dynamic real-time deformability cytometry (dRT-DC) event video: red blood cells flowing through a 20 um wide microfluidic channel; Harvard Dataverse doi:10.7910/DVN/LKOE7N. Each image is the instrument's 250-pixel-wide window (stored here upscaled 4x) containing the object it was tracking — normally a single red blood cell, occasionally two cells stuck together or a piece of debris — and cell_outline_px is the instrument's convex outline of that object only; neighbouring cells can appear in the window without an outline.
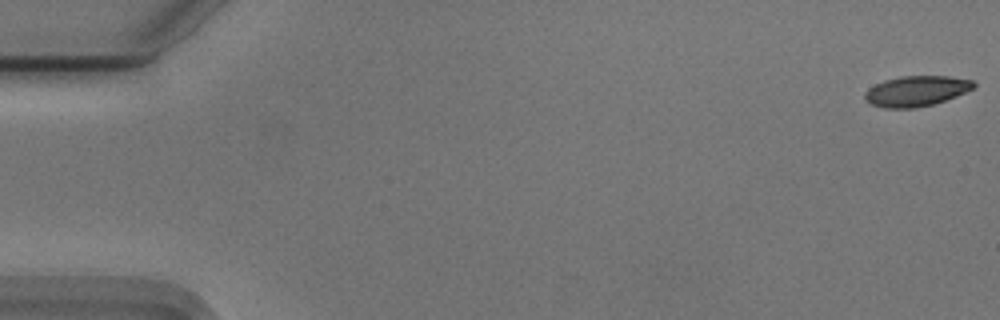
{"species": "Egyptian fruit bat (a non-hibernating species)", "species_latin": "Rousettus aegyptiacus", "temperature_condition": "cold", "stored_images_in_passage": 55, "camera_frame_rate_fps": 3000, "um_per_image_px": 0.085, "animal": {"sex": "male"}, "frame": {"image": 1, "passage_image": 1, "time_ms": 0.0, "image_size_px": [1000, 320], "cell_outline_px": [[976, 84], [972, 88], [956, 96], [932, 104], [916, 108], [884, 108], [872, 104], [864, 100], [864, 92], [868, 88], [884, 80], [900, 76], [948, 76], [972, 80]], "centroid_in_image_um": [77.83, 7.74], "position_along_channel_um": 7.2, "area_um2": 19.19}}
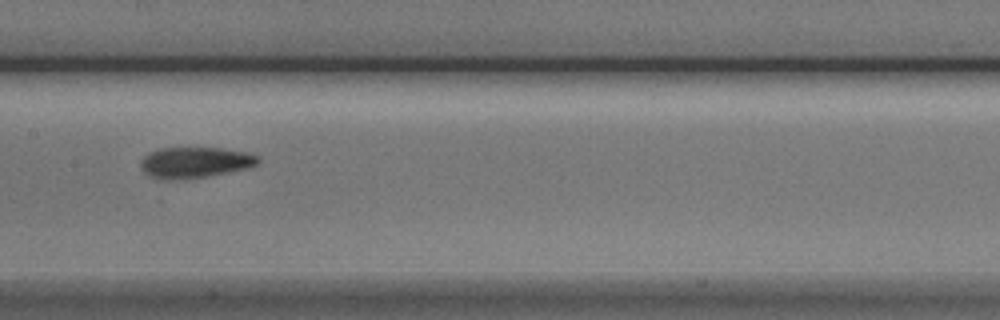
{"frame": {"image": 2, "passage_image": 28, "time_ms": 9.0, "image_size_px": [1000, 320], "cell_outline_px": [[260, 160], [256, 164], [244, 168], [204, 176], [168, 180], [160, 180], [148, 176], [140, 168], [140, 160], [144, 156], [160, 148], [220, 148], [244, 152], [260, 156]], "centroid_in_image_um": [16.49, 13.8], "position_along_channel_um": 190.9, "area_um2": 20.75}}
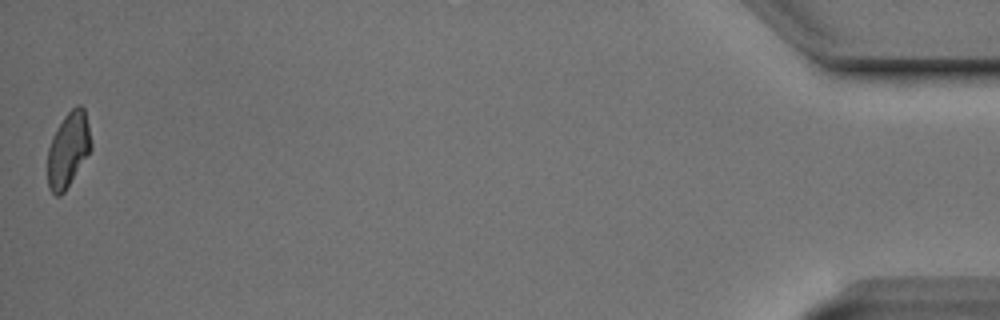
{"frame": {"image": 3, "passage_image": 55, "time_ms": 18.0, "image_size_px": [1000, 320], "cell_outline_px": [[92, 148], [64, 192], [60, 196], [56, 196], [48, 188], [48, 148], [52, 136], [64, 116], [76, 104], [80, 104], [84, 108], [88, 124], [92, 144]], "centroid_in_image_um": [5.8, 12.7], "position_along_channel_um": 429.4, "area_um2": 18.9}, "authors_computed_cell_mechanics": {"area_um2": 20.1144, "velocity_mm_per_s": 3.7352, "shape_relaxation_time_tau1_ms": 6.8964, "shape_relaxation_time_tau2_ms": 3.1273, "deformation_change_tau1": 0.1663, "deformation_change_tau2": 0.0886}}